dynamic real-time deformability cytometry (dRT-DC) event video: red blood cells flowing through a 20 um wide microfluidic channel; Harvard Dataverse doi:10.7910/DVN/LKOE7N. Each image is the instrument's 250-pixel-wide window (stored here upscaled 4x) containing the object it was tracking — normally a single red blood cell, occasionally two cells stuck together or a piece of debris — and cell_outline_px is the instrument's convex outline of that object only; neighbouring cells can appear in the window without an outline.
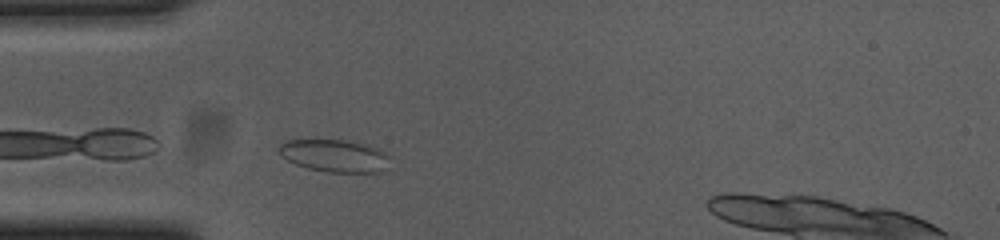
{"species": "common noctule bat (a hibernating species)", "species_latin": "Nyctalus noctula", "temperature_condition": "cold", "stored_images_in_passage": 31, "camera_frame_rate_fps": 3000, "um_per_image_px": 0.085, "animal": {"sex": "female", "body_mass_g": 23.0, "forearm_length_mm": 53.4}, "frame": {"image": 1, "passage_image": 1, "time_ms": 0.0, "image_size_px": [1000, 240], "cell_outline_px": [[384, 156], [376, 172], [328, 172], [308, 168], [296, 164], [280, 156], [276, 148], [280, 144], [288, 140], [344, 140], [360, 144], [372, 148], [380, 152]], "centroid_in_image_um": [28.17, 13.22], "position_along_channel_um": 56.8, "area_um2": 19.71}}
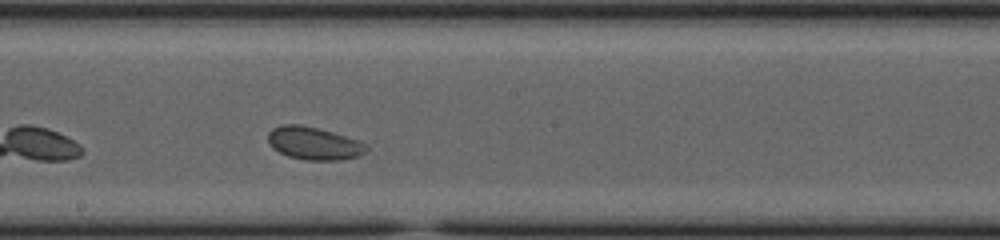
{"frame": {"image": 2, "passage_image": 15, "time_ms": 4.667, "image_size_px": [1000, 240], "cell_outline_px": [[368, 148], [360, 156], [340, 160], [308, 160], [288, 156], [272, 148], [268, 140], [268, 132], [272, 128], [280, 124], [300, 124], [332, 132], [360, 140], [368, 144]], "centroid_in_image_um": [26.69, 12.18], "position_along_channel_um": 221.5, "area_um2": 18.9}}
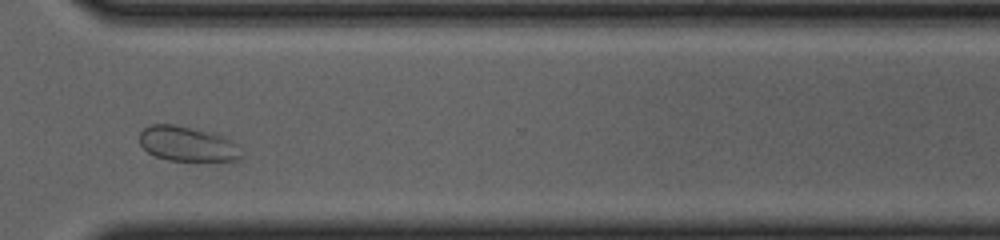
{"frame": {"image": 3, "passage_image": 26, "time_ms": 8.333, "image_size_px": [1000, 240], "cell_outline_px": [[240, 156], [236, 160], [168, 160], [156, 156], [148, 152], [140, 144], [140, 132], [144, 128], [152, 124], [176, 124], [212, 132], [224, 136], [232, 140], [236, 144]], "centroid_in_image_um": [15.89, 12.2], "position_along_channel_um": 354.7, "area_um2": 20.46}, "authors_computed_cell_mechanics": {"area_um2": 18.785, "velocity_mm_per_s": 3.6208, "shape_relaxation_time_tau1_ms": 2.5485, "shape_relaxation_time_tau2_ms": null, "deformation_change_tau1": 0.0489, "deformation_change_tau2": null}}